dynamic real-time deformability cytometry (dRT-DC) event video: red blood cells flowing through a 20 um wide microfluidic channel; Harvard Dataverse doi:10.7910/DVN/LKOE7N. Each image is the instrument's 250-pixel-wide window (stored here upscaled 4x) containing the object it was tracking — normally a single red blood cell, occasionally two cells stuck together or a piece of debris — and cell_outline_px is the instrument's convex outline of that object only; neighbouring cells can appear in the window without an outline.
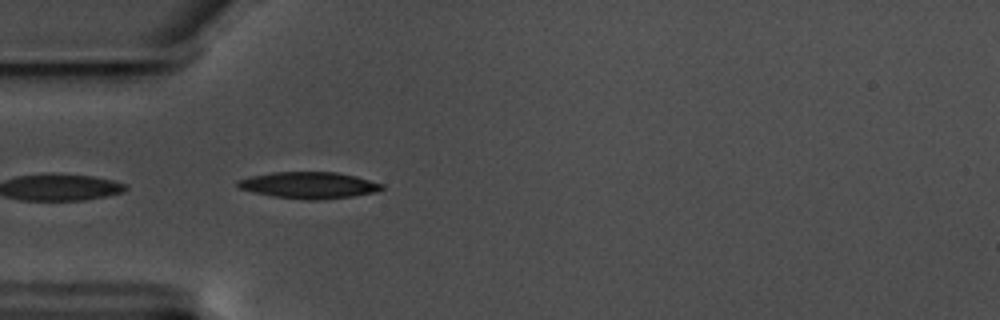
{"species": "common noctule bat (a hibernating species)", "species_latin": "Nyctalus noctula", "temperature_condition": "warm", "stored_images_in_passage": 12, "camera_frame_rate_fps": 3000, "um_per_image_px": 0.085, "animal": {"sex": "male", "body_mass_g": 17.5, "forearm_length_mm": 52.3}, "frame": {"image": 1, "passage_image": 1, "time_ms": 0.0, "image_size_px": [1000, 320], "cell_outline_px": [[384, 188], [376, 192], [352, 196], [320, 200], [304, 200], [272, 196], [240, 188], [236, 184], [236, 180], [252, 176], [272, 172], [336, 172], [356, 176], [384, 184]], "centroid_in_image_um": [26.28, 15.74], "position_along_channel_um": 58.7, "area_um2": 22.25}}